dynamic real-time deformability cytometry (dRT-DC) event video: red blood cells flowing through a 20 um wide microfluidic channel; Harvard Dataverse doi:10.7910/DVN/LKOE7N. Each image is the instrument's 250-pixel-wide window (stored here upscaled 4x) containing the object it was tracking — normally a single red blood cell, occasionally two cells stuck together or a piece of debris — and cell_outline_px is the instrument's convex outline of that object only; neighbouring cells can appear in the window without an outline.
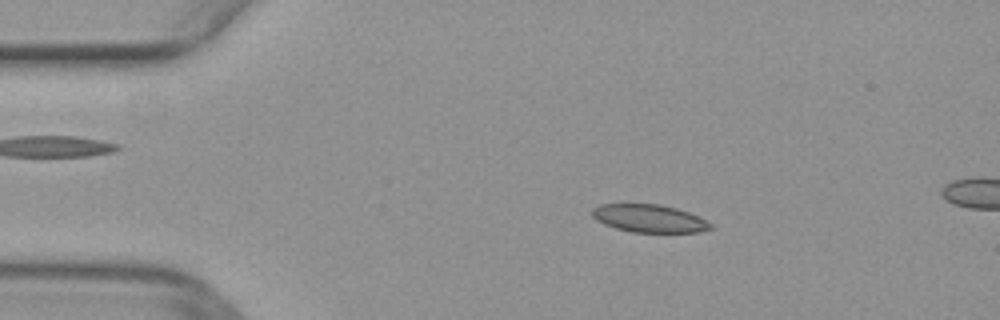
{"species": "common noctule bat (a hibernating species)", "species_latin": "Nyctalus noctula", "temperature_condition": "warm", "stored_images_in_passage": 50, "camera_frame_rate_fps": 3000, "um_per_image_px": 0.085, "animal": {"sex": "female", "body_mass_g": 29.2, "forearm_length_mm": 56.3}, "frame": {"image": 1, "passage_image": 10, "time_ms": 3.0, "image_size_px": [1000, 320], "cell_outline_px": [[712, 228], [696, 232], [632, 232], [616, 228], [604, 224], [596, 220], [592, 216], [592, 208], [600, 204], [660, 204], [676, 208], [688, 212], [712, 224]], "centroid_in_image_um": [55.13, 18.56], "position_along_channel_um": 29.9, "area_um2": 19.02}}
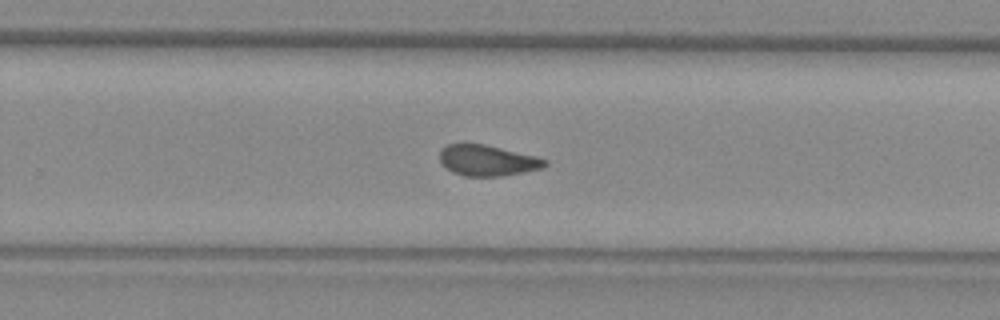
{"frame": {"image": 2, "passage_image": 33, "time_ms": 10.667, "image_size_px": [1000, 320], "cell_outline_px": [[548, 164], [544, 168], [504, 176], [464, 176], [452, 172], [440, 160], [440, 152], [448, 144], [484, 144], [536, 156], [548, 160]], "centroid_in_image_um": [41.49, 13.65], "position_along_channel_um": 288.3, "area_um2": 18.79}}
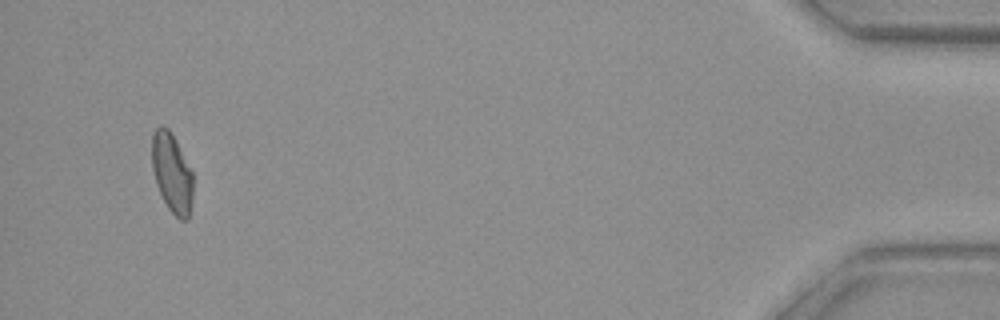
{"frame": {"image": 3, "passage_image": 49, "time_ms": 16.0, "image_size_px": [1000, 320], "cell_outline_px": [[192, 200], [188, 220], [180, 220], [168, 208], [156, 184], [152, 168], [152, 132], [160, 124], [164, 124], [168, 128], [192, 172]], "centroid_in_image_um": [14.59, 14.69], "position_along_channel_um": 420.6, "area_um2": 18.79}}